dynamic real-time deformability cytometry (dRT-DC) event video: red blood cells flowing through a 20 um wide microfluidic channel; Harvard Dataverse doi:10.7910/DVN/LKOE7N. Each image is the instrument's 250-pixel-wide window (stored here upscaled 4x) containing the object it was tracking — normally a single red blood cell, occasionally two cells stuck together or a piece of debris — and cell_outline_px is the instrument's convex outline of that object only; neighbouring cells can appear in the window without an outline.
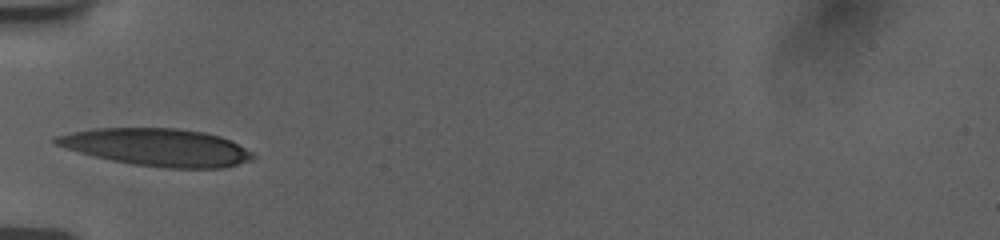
{"species": "human", "species_latin": "Homo sapiens", "temperature_condition": "room temperature", "stored_images_in_passage": 34, "camera_frame_rate_fps": 3000, "um_per_image_px": 0.085, "donor": {"sex": "female"}, "frame": {"image": 1, "passage_image": 1, "time_ms": 0.0, "image_size_px": [1000, 240], "cell_outline_px": [[256, 156], [252, 160], [224, 168], [168, 168], [132, 164], [112, 160], [80, 152], [56, 144], [52, 140], [56, 136], [72, 132], [96, 128], [176, 128], [204, 132], [220, 136], [232, 140], [252, 152]], "centroid_in_image_um": [13.42, 12.52], "position_along_channel_um": 71.6, "area_um2": 42.83}}
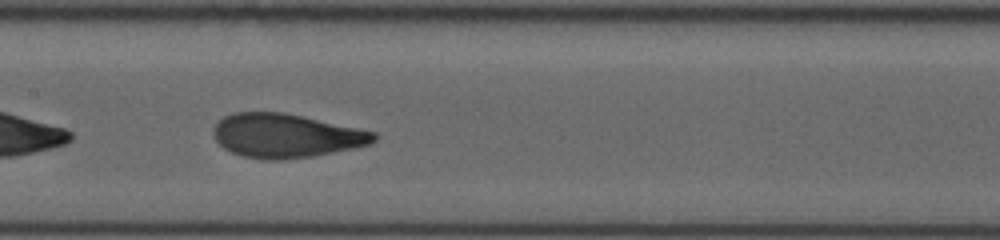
{"frame": {"image": 2, "passage_image": 10, "time_ms": 3.0, "image_size_px": [1000, 240], "cell_outline_px": [[380, 136], [376, 140], [368, 144], [352, 148], [312, 156], [284, 160], [260, 160], [240, 156], [224, 148], [216, 140], [212, 132], [212, 128], [224, 116], [232, 112], [284, 112], [376, 132]], "centroid_in_image_um": [24.27, 11.54], "position_along_channel_um": 183.1, "area_um2": 41.15}}
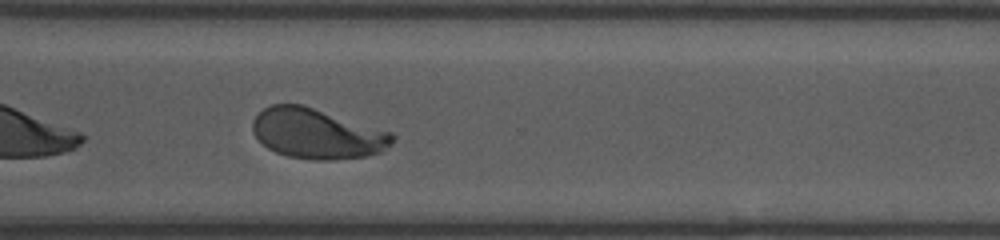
{"frame": {"image": 3, "passage_image": 23, "time_ms": 7.333, "image_size_px": [1000, 240], "cell_outline_px": [[396, 136], [392, 144], [380, 152], [364, 156], [332, 160], [316, 160], [288, 156], [276, 152], [268, 148], [256, 136], [252, 128], [252, 120], [264, 108], [272, 104], [300, 104], [392, 132]], "centroid_in_image_um": [26.95, 11.36], "position_along_channel_um": 343.6, "area_um2": 40.46}, "authors_computed_cell_mechanics": {"area_um2": 40.7779, "velocity_mm_per_s": 3.7241, "shape_relaxation_time_tau1_ms": 3.5142, "shape_relaxation_time_tau2_ms": null, "deformation_change_tau1": 0.2015, "deformation_change_tau2": null}}